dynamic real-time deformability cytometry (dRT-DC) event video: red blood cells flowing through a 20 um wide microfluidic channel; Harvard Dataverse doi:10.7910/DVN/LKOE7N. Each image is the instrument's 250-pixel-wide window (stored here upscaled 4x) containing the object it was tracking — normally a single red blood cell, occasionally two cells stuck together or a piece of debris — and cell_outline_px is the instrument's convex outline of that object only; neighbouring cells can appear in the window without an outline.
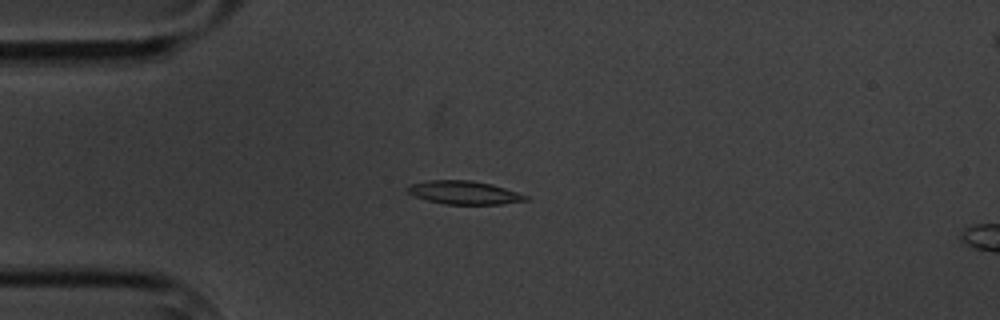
{"species": "common noctule bat (a hibernating species)", "species_latin": "Nyctalus noctula", "temperature_condition": "cold", "stored_images_in_passage": 5, "camera_frame_rate_fps": 3000, "um_per_image_px": 0.085, "animal": {"sex": "male", "body_mass_g": 20.1, "forearm_length_mm": 53.5}, "frame": {"image": 1, "passage_image": 4, "time_ms": 3.667, "image_size_px": [1000, 320], "cell_outline_px": [[528, 200], [500, 204], [444, 204], [428, 200], [416, 196], [408, 192], [404, 188], [408, 184], [428, 180], [472, 180], [492, 184], [528, 196]], "centroid_in_image_um": [39.4, 16.36], "position_along_channel_um": 45.6, "area_um2": 16.01}}